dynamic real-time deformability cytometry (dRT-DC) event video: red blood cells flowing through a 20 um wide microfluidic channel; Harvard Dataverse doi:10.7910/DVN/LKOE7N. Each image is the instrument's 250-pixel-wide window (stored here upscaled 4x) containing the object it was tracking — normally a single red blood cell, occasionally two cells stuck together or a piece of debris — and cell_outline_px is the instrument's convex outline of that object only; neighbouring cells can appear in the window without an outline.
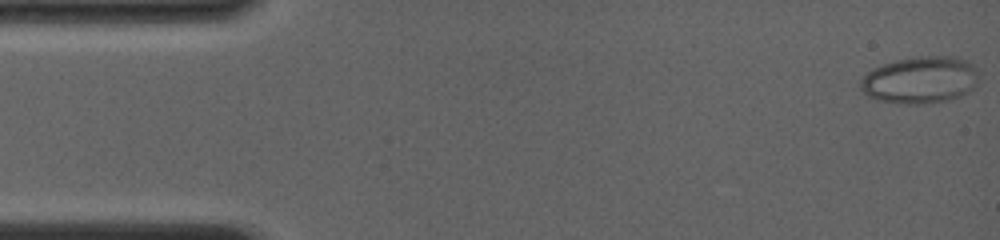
{"species": "common noctule bat (a hibernating species)", "species_latin": "Nyctalus noctula", "temperature_condition": "room temperature", "stored_images_in_passage": 93, "camera_frame_rate_fps": 4000, "um_per_image_px": 0.085, "animal": {"sex": "female", "body_mass_g": 19.0, "forearm_length_mm": 56.7}, "frame": {"image": 1, "passage_image": 1, "time_ms": 0.0, "image_size_px": [1000, 240], "cell_outline_px": [[968, 88], [964, 92], [956, 96], [940, 100], [880, 100], [868, 96], [860, 88], [860, 80], [872, 68], [896, 60], [960, 60], [968, 64]], "centroid_in_image_um": [77.9, 6.81], "position_along_channel_um": 7.1, "area_um2": 27.69}}
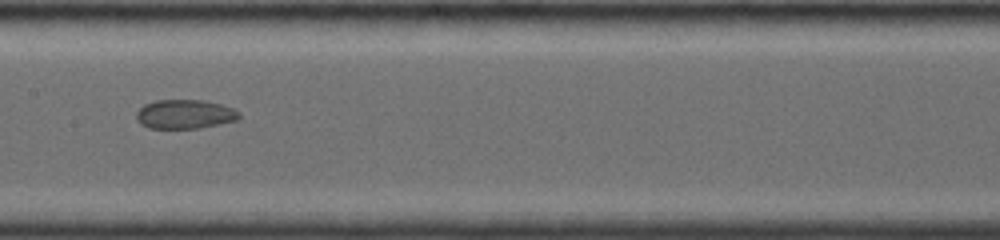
{"frame": {"image": 2, "passage_image": 56, "time_ms": 7.75, "image_size_px": [1000, 240], "cell_outline_px": [[240, 116], [236, 120], [220, 124], [200, 128], [148, 128], [140, 124], [136, 116], [136, 112], [144, 104], [156, 100], [204, 100], [220, 104], [232, 108], [240, 112]], "centroid_in_image_um": [15.7, 9.7], "position_along_channel_um": 191.7, "area_um2": 17.46}}
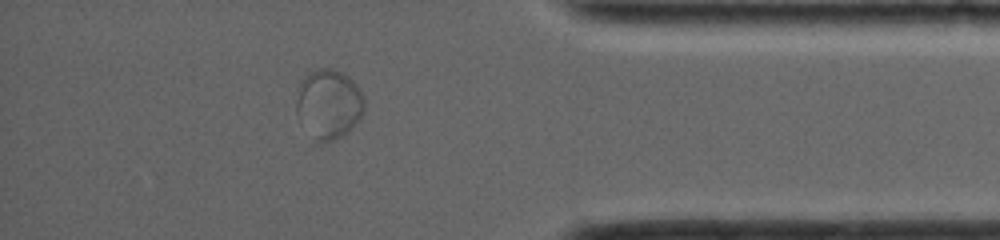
{"frame": {"image": 3, "passage_image": 83, "time_ms": 13.5, "image_size_px": [1000, 240], "cell_outline_px": [[364, 112], [360, 120], [344, 136], [332, 140], [316, 140], [296, 112], [296, 100], [300, 80], [308, 72], [316, 68], [332, 68], [344, 72], [356, 84], [364, 96]], "centroid_in_image_um": [27.97, 8.78], "position_along_channel_um": 407.2, "area_um2": 27.57}}